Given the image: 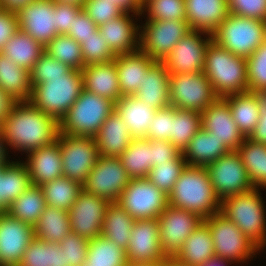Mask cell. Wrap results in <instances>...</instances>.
<instances>
[{
    "mask_svg": "<svg viewBox=\"0 0 266 266\" xmlns=\"http://www.w3.org/2000/svg\"><path fill=\"white\" fill-rule=\"evenodd\" d=\"M30 76L32 94L29 101L60 123L83 90L81 70L69 68L44 51Z\"/></svg>",
    "mask_w": 266,
    "mask_h": 266,
    "instance_id": "1",
    "label": "cell"
},
{
    "mask_svg": "<svg viewBox=\"0 0 266 266\" xmlns=\"http://www.w3.org/2000/svg\"><path fill=\"white\" fill-rule=\"evenodd\" d=\"M3 145L29 153L57 139L59 123L30 101H17L0 124Z\"/></svg>",
    "mask_w": 266,
    "mask_h": 266,
    "instance_id": "2",
    "label": "cell"
},
{
    "mask_svg": "<svg viewBox=\"0 0 266 266\" xmlns=\"http://www.w3.org/2000/svg\"><path fill=\"white\" fill-rule=\"evenodd\" d=\"M168 196L170 206L203 219L220 212L221 201L214 193L206 167L186 165Z\"/></svg>",
    "mask_w": 266,
    "mask_h": 266,
    "instance_id": "3",
    "label": "cell"
},
{
    "mask_svg": "<svg viewBox=\"0 0 266 266\" xmlns=\"http://www.w3.org/2000/svg\"><path fill=\"white\" fill-rule=\"evenodd\" d=\"M203 73L219 98L248 91L246 58L232 54L213 40L206 50Z\"/></svg>",
    "mask_w": 266,
    "mask_h": 266,
    "instance_id": "4",
    "label": "cell"
},
{
    "mask_svg": "<svg viewBox=\"0 0 266 266\" xmlns=\"http://www.w3.org/2000/svg\"><path fill=\"white\" fill-rule=\"evenodd\" d=\"M220 212L260 250L265 248L266 211L259 189L226 197L221 201Z\"/></svg>",
    "mask_w": 266,
    "mask_h": 266,
    "instance_id": "5",
    "label": "cell"
},
{
    "mask_svg": "<svg viewBox=\"0 0 266 266\" xmlns=\"http://www.w3.org/2000/svg\"><path fill=\"white\" fill-rule=\"evenodd\" d=\"M114 110L115 102L83 89L60 121L59 132L73 136L94 137Z\"/></svg>",
    "mask_w": 266,
    "mask_h": 266,
    "instance_id": "6",
    "label": "cell"
},
{
    "mask_svg": "<svg viewBox=\"0 0 266 266\" xmlns=\"http://www.w3.org/2000/svg\"><path fill=\"white\" fill-rule=\"evenodd\" d=\"M212 38L232 54L248 58L266 39V22L229 14Z\"/></svg>",
    "mask_w": 266,
    "mask_h": 266,
    "instance_id": "7",
    "label": "cell"
},
{
    "mask_svg": "<svg viewBox=\"0 0 266 266\" xmlns=\"http://www.w3.org/2000/svg\"><path fill=\"white\" fill-rule=\"evenodd\" d=\"M211 231L215 256L233 263L245 262L260 249L246 235L228 220L221 212L203 220Z\"/></svg>",
    "mask_w": 266,
    "mask_h": 266,
    "instance_id": "8",
    "label": "cell"
},
{
    "mask_svg": "<svg viewBox=\"0 0 266 266\" xmlns=\"http://www.w3.org/2000/svg\"><path fill=\"white\" fill-rule=\"evenodd\" d=\"M117 203L134 219H158L169 205V196L147 178L131 179Z\"/></svg>",
    "mask_w": 266,
    "mask_h": 266,
    "instance_id": "9",
    "label": "cell"
},
{
    "mask_svg": "<svg viewBox=\"0 0 266 266\" xmlns=\"http://www.w3.org/2000/svg\"><path fill=\"white\" fill-rule=\"evenodd\" d=\"M170 105L202 113L219 97L203 72L170 75Z\"/></svg>",
    "mask_w": 266,
    "mask_h": 266,
    "instance_id": "10",
    "label": "cell"
},
{
    "mask_svg": "<svg viewBox=\"0 0 266 266\" xmlns=\"http://www.w3.org/2000/svg\"><path fill=\"white\" fill-rule=\"evenodd\" d=\"M56 140L62 156L63 176L83 185L99 157L94 137L59 132Z\"/></svg>",
    "mask_w": 266,
    "mask_h": 266,
    "instance_id": "11",
    "label": "cell"
},
{
    "mask_svg": "<svg viewBox=\"0 0 266 266\" xmlns=\"http://www.w3.org/2000/svg\"><path fill=\"white\" fill-rule=\"evenodd\" d=\"M206 168L214 193L220 201L254 189L237 151L228 152Z\"/></svg>",
    "mask_w": 266,
    "mask_h": 266,
    "instance_id": "12",
    "label": "cell"
},
{
    "mask_svg": "<svg viewBox=\"0 0 266 266\" xmlns=\"http://www.w3.org/2000/svg\"><path fill=\"white\" fill-rule=\"evenodd\" d=\"M139 27L140 50L155 61H163L191 30L186 20L146 21Z\"/></svg>",
    "mask_w": 266,
    "mask_h": 266,
    "instance_id": "13",
    "label": "cell"
},
{
    "mask_svg": "<svg viewBox=\"0 0 266 266\" xmlns=\"http://www.w3.org/2000/svg\"><path fill=\"white\" fill-rule=\"evenodd\" d=\"M130 180L118 157L99 156L83 184V190L110 203L117 202Z\"/></svg>",
    "mask_w": 266,
    "mask_h": 266,
    "instance_id": "14",
    "label": "cell"
},
{
    "mask_svg": "<svg viewBox=\"0 0 266 266\" xmlns=\"http://www.w3.org/2000/svg\"><path fill=\"white\" fill-rule=\"evenodd\" d=\"M198 214L170 205L159 215L160 245L166 258H175L187 237L203 222Z\"/></svg>",
    "mask_w": 266,
    "mask_h": 266,
    "instance_id": "15",
    "label": "cell"
},
{
    "mask_svg": "<svg viewBox=\"0 0 266 266\" xmlns=\"http://www.w3.org/2000/svg\"><path fill=\"white\" fill-rule=\"evenodd\" d=\"M204 34L208 37L202 39ZM212 40L209 33L190 30L162 61L170 75L203 72L206 50Z\"/></svg>",
    "mask_w": 266,
    "mask_h": 266,
    "instance_id": "16",
    "label": "cell"
},
{
    "mask_svg": "<svg viewBox=\"0 0 266 266\" xmlns=\"http://www.w3.org/2000/svg\"><path fill=\"white\" fill-rule=\"evenodd\" d=\"M126 255L128 264H161L166 259L160 245L158 219L135 220Z\"/></svg>",
    "mask_w": 266,
    "mask_h": 266,
    "instance_id": "17",
    "label": "cell"
},
{
    "mask_svg": "<svg viewBox=\"0 0 266 266\" xmlns=\"http://www.w3.org/2000/svg\"><path fill=\"white\" fill-rule=\"evenodd\" d=\"M109 204V201L83 190L68 210L71 231L88 240L100 236Z\"/></svg>",
    "mask_w": 266,
    "mask_h": 266,
    "instance_id": "18",
    "label": "cell"
},
{
    "mask_svg": "<svg viewBox=\"0 0 266 266\" xmlns=\"http://www.w3.org/2000/svg\"><path fill=\"white\" fill-rule=\"evenodd\" d=\"M17 13L18 29L30 35L44 47L58 35L54 27L55 2L32 0Z\"/></svg>",
    "mask_w": 266,
    "mask_h": 266,
    "instance_id": "19",
    "label": "cell"
},
{
    "mask_svg": "<svg viewBox=\"0 0 266 266\" xmlns=\"http://www.w3.org/2000/svg\"><path fill=\"white\" fill-rule=\"evenodd\" d=\"M34 226L6 212L0 214V266H18L34 239Z\"/></svg>",
    "mask_w": 266,
    "mask_h": 266,
    "instance_id": "20",
    "label": "cell"
},
{
    "mask_svg": "<svg viewBox=\"0 0 266 266\" xmlns=\"http://www.w3.org/2000/svg\"><path fill=\"white\" fill-rule=\"evenodd\" d=\"M201 128L211 132L219 141H224L232 151H237L245 139L233 120L228 103L223 98H218L203 110Z\"/></svg>",
    "mask_w": 266,
    "mask_h": 266,
    "instance_id": "21",
    "label": "cell"
},
{
    "mask_svg": "<svg viewBox=\"0 0 266 266\" xmlns=\"http://www.w3.org/2000/svg\"><path fill=\"white\" fill-rule=\"evenodd\" d=\"M133 15L141 16L140 13H133L130 17L129 12H124L117 18L98 26L102 38L106 40L115 55L133 53L140 50L138 33L140 27L131 19Z\"/></svg>",
    "mask_w": 266,
    "mask_h": 266,
    "instance_id": "22",
    "label": "cell"
},
{
    "mask_svg": "<svg viewBox=\"0 0 266 266\" xmlns=\"http://www.w3.org/2000/svg\"><path fill=\"white\" fill-rule=\"evenodd\" d=\"M27 154L28 158L24 163L32 185L42 186L63 176L62 156L57 140Z\"/></svg>",
    "mask_w": 266,
    "mask_h": 266,
    "instance_id": "23",
    "label": "cell"
},
{
    "mask_svg": "<svg viewBox=\"0 0 266 266\" xmlns=\"http://www.w3.org/2000/svg\"><path fill=\"white\" fill-rule=\"evenodd\" d=\"M185 8L191 30L211 35L230 14L227 0H185Z\"/></svg>",
    "mask_w": 266,
    "mask_h": 266,
    "instance_id": "24",
    "label": "cell"
},
{
    "mask_svg": "<svg viewBox=\"0 0 266 266\" xmlns=\"http://www.w3.org/2000/svg\"><path fill=\"white\" fill-rule=\"evenodd\" d=\"M83 89L117 102L121 97L115 59L106 63L86 65L82 70Z\"/></svg>",
    "mask_w": 266,
    "mask_h": 266,
    "instance_id": "25",
    "label": "cell"
},
{
    "mask_svg": "<svg viewBox=\"0 0 266 266\" xmlns=\"http://www.w3.org/2000/svg\"><path fill=\"white\" fill-rule=\"evenodd\" d=\"M156 61L141 50L116 55L115 63L122 96L135 95L142 86L148 69Z\"/></svg>",
    "mask_w": 266,
    "mask_h": 266,
    "instance_id": "26",
    "label": "cell"
},
{
    "mask_svg": "<svg viewBox=\"0 0 266 266\" xmlns=\"http://www.w3.org/2000/svg\"><path fill=\"white\" fill-rule=\"evenodd\" d=\"M98 154L102 157H119L134 139L127 123L114 110L94 136Z\"/></svg>",
    "mask_w": 266,
    "mask_h": 266,
    "instance_id": "27",
    "label": "cell"
},
{
    "mask_svg": "<svg viewBox=\"0 0 266 266\" xmlns=\"http://www.w3.org/2000/svg\"><path fill=\"white\" fill-rule=\"evenodd\" d=\"M170 73L162 61H156L147 71L142 86L134 95L155 110L170 105Z\"/></svg>",
    "mask_w": 266,
    "mask_h": 266,
    "instance_id": "28",
    "label": "cell"
},
{
    "mask_svg": "<svg viewBox=\"0 0 266 266\" xmlns=\"http://www.w3.org/2000/svg\"><path fill=\"white\" fill-rule=\"evenodd\" d=\"M232 150L202 128L192 137L182 156L189 166L207 167ZM189 157V158H188Z\"/></svg>",
    "mask_w": 266,
    "mask_h": 266,
    "instance_id": "29",
    "label": "cell"
},
{
    "mask_svg": "<svg viewBox=\"0 0 266 266\" xmlns=\"http://www.w3.org/2000/svg\"><path fill=\"white\" fill-rule=\"evenodd\" d=\"M115 110L122 120L127 123L130 134L133 138H146L147 130L155 115V109L134 95L122 96L115 103Z\"/></svg>",
    "mask_w": 266,
    "mask_h": 266,
    "instance_id": "30",
    "label": "cell"
},
{
    "mask_svg": "<svg viewBox=\"0 0 266 266\" xmlns=\"http://www.w3.org/2000/svg\"><path fill=\"white\" fill-rule=\"evenodd\" d=\"M0 89L16 101H29L32 94L30 72L0 53Z\"/></svg>",
    "mask_w": 266,
    "mask_h": 266,
    "instance_id": "31",
    "label": "cell"
},
{
    "mask_svg": "<svg viewBox=\"0 0 266 266\" xmlns=\"http://www.w3.org/2000/svg\"><path fill=\"white\" fill-rule=\"evenodd\" d=\"M213 256L215 251L211 231L203 221L187 237L175 258L188 266H199Z\"/></svg>",
    "mask_w": 266,
    "mask_h": 266,
    "instance_id": "32",
    "label": "cell"
},
{
    "mask_svg": "<svg viewBox=\"0 0 266 266\" xmlns=\"http://www.w3.org/2000/svg\"><path fill=\"white\" fill-rule=\"evenodd\" d=\"M44 51L43 45L27 33L17 29L13 36L6 41L1 53L8 56L19 67L30 72Z\"/></svg>",
    "mask_w": 266,
    "mask_h": 266,
    "instance_id": "33",
    "label": "cell"
},
{
    "mask_svg": "<svg viewBox=\"0 0 266 266\" xmlns=\"http://www.w3.org/2000/svg\"><path fill=\"white\" fill-rule=\"evenodd\" d=\"M135 220L117 202H111L106 210L101 236L126 250Z\"/></svg>",
    "mask_w": 266,
    "mask_h": 266,
    "instance_id": "34",
    "label": "cell"
},
{
    "mask_svg": "<svg viewBox=\"0 0 266 266\" xmlns=\"http://www.w3.org/2000/svg\"><path fill=\"white\" fill-rule=\"evenodd\" d=\"M70 231L68 211L50 205H46L34 225L35 238L52 243L59 244Z\"/></svg>",
    "mask_w": 266,
    "mask_h": 266,
    "instance_id": "35",
    "label": "cell"
},
{
    "mask_svg": "<svg viewBox=\"0 0 266 266\" xmlns=\"http://www.w3.org/2000/svg\"><path fill=\"white\" fill-rule=\"evenodd\" d=\"M45 207L46 201L41 186L31 184L7 206L6 213L34 226Z\"/></svg>",
    "mask_w": 266,
    "mask_h": 266,
    "instance_id": "36",
    "label": "cell"
},
{
    "mask_svg": "<svg viewBox=\"0 0 266 266\" xmlns=\"http://www.w3.org/2000/svg\"><path fill=\"white\" fill-rule=\"evenodd\" d=\"M229 105L233 120L244 137L254 131L259 119V108L252 92L231 94L223 98Z\"/></svg>",
    "mask_w": 266,
    "mask_h": 266,
    "instance_id": "37",
    "label": "cell"
},
{
    "mask_svg": "<svg viewBox=\"0 0 266 266\" xmlns=\"http://www.w3.org/2000/svg\"><path fill=\"white\" fill-rule=\"evenodd\" d=\"M243 165L254 189H266V144L245 137L238 147Z\"/></svg>",
    "mask_w": 266,
    "mask_h": 266,
    "instance_id": "38",
    "label": "cell"
},
{
    "mask_svg": "<svg viewBox=\"0 0 266 266\" xmlns=\"http://www.w3.org/2000/svg\"><path fill=\"white\" fill-rule=\"evenodd\" d=\"M118 158L131 179L147 178L151 170L152 140L134 138Z\"/></svg>",
    "mask_w": 266,
    "mask_h": 266,
    "instance_id": "39",
    "label": "cell"
},
{
    "mask_svg": "<svg viewBox=\"0 0 266 266\" xmlns=\"http://www.w3.org/2000/svg\"><path fill=\"white\" fill-rule=\"evenodd\" d=\"M18 266H71L58 243L37 239L28 245Z\"/></svg>",
    "mask_w": 266,
    "mask_h": 266,
    "instance_id": "40",
    "label": "cell"
},
{
    "mask_svg": "<svg viewBox=\"0 0 266 266\" xmlns=\"http://www.w3.org/2000/svg\"><path fill=\"white\" fill-rule=\"evenodd\" d=\"M127 264L126 250L117 244L101 235L89 240L83 266H126Z\"/></svg>",
    "mask_w": 266,
    "mask_h": 266,
    "instance_id": "41",
    "label": "cell"
},
{
    "mask_svg": "<svg viewBox=\"0 0 266 266\" xmlns=\"http://www.w3.org/2000/svg\"><path fill=\"white\" fill-rule=\"evenodd\" d=\"M46 205L68 211L74 204L79 194L83 191V185L62 176L41 186Z\"/></svg>",
    "mask_w": 266,
    "mask_h": 266,
    "instance_id": "42",
    "label": "cell"
},
{
    "mask_svg": "<svg viewBox=\"0 0 266 266\" xmlns=\"http://www.w3.org/2000/svg\"><path fill=\"white\" fill-rule=\"evenodd\" d=\"M201 129V113L173 107L169 141L181 152Z\"/></svg>",
    "mask_w": 266,
    "mask_h": 266,
    "instance_id": "43",
    "label": "cell"
},
{
    "mask_svg": "<svg viewBox=\"0 0 266 266\" xmlns=\"http://www.w3.org/2000/svg\"><path fill=\"white\" fill-rule=\"evenodd\" d=\"M31 185L25 163L3 161L2 187L3 203L8 206Z\"/></svg>",
    "mask_w": 266,
    "mask_h": 266,
    "instance_id": "44",
    "label": "cell"
},
{
    "mask_svg": "<svg viewBox=\"0 0 266 266\" xmlns=\"http://www.w3.org/2000/svg\"><path fill=\"white\" fill-rule=\"evenodd\" d=\"M44 48L47 54L71 69L82 70L85 67L81 45L66 34L57 35Z\"/></svg>",
    "mask_w": 266,
    "mask_h": 266,
    "instance_id": "45",
    "label": "cell"
},
{
    "mask_svg": "<svg viewBox=\"0 0 266 266\" xmlns=\"http://www.w3.org/2000/svg\"><path fill=\"white\" fill-rule=\"evenodd\" d=\"M186 165V160L181 152L172 160L156 163V165L149 171L147 179L156 185L161 191L169 195Z\"/></svg>",
    "mask_w": 266,
    "mask_h": 266,
    "instance_id": "46",
    "label": "cell"
},
{
    "mask_svg": "<svg viewBox=\"0 0 266 266\" xmlns=\"http://www.w3.org/2000/svg\"><path fill=\"white\" fill-rule=\"evenodd\" d=\"M148 12L146 21L186 20L185 0H145L140 14Z\"/></svg>",
    "mask_w": 266,
    "mask_h": 266,
    "instance_id": "47",
    "label": "cell"
},
{
    "mask_svg": "<svg viewBox=\"0 0 266 266\" xmlns=\"http://www.w3.org/2000/svg\"><path fill=\"white\" fill-rule=\"evenodd\" d=\"M81 51L84 66L95 63H106L116 58V55L111 51L106 40L102 38L99 29L88 38L82 39Z\"/></svg>",
    "mask_w": 266,
    "mask_h": 266,
    "instance_id": "48",
    "label": "cell"
},
{
    "mask_svg": "<svg viewBox=\"0 0 266 266\" xmlns=\"http://www.w3.org/2000/svg\"><path fill=\"white\" fill-rule=\"evenodd\" d=\"M248 91L266 89V39L246 58Z\"/></svg>",
    "mask_w": 266,
    "mask_h": 266,
    "instance_id": "49",
    "label": "cell"
},
{
    "mask_svg": "<svg viewBox=\"0 0 266 266\" xmlns=\"http://www.w3.org/2000/svg\"><path fill=\"white\" fill-rule=\"evenodd\" d=\"M89 240L70 231L59 243L65 254L66 264L83 266L86 261Z\"/></svg>",
    "mask_w": 266,
    "mask_h": 266,
    "instance_id": "50",
    "label": "cell"
},
{
    "mask_svg": "<svg viewBox=\"0 0 266 266\" xmlns=\"http://www.w3.org/2000/svg\"><path fill=\"white\" fill-rule=\"evenodd\" d=\"M82 9L97 26L117 18L125 12L111 0H85Z\"/></svg>",
    "mask_w": 266,
    "mask_h": 266,
    "instance_id": "51",
    "label": "cell"
},
{
    "mask_svg": "<svg viewBox=\"0 0 266 266\" xmlns=\"http://www.w3.org/2000/svg\"><path fill=\"white\" fill-rule=\"evenodd\" d=\"M173 119V106L169 105L155 111L151 124L147 130L148 140L169 141L171 133V121Z\"/></svg>",
    "mask_w": 266,
    "mask_h": 266,
    "instance_id": "52",
    "label": "cell"
},
{
    "mask_svg": "<svg viewBox=\"0 0 266 266\" xmlns=\"http://www.w3.org/2000/svg\"><path fill=\"white\" fill-rule=\"evenodd\" d=\"M230 14L266 22V0H227Z\"/></svg>",
    "mask_w": 266,
    "mask_h": 266,
    "instance_id": "53",
    "label": "cell"
},
{
    "mask_svg": "<svg viewBox=\"0 0 266 266\" xmlns=\"http://www.w3.org/2000/svg\"><path fill=\"white\" fill-rule=\"evenodd\" d=\"M82 6L55 2L54 27L59 34H67L74 18L82 11Z\"/></svg>",
    "mask_w": 266,
    "mask_h": 266,
    "instance_id": "54",
    "label": "cell"
},
{
    "mask_svg": "<svg viewBox=\"0 0 266 266\" xmlns=\"http://www.w3.org/2000/svg\"><path fill=\"white\" fill-rule=\"evenodd\" d=\"M98 30V26L94 21L82 10L75 18L66 35L75 39L80 45L82 39H86L95 31Z\"/></svg>",
    "mask_w": 266,
    "mask_h": 266,
    "instance_id": "55",
    "label": "cell"
},
{
    "mask_svg": "<svg viewBox=\"0 0 266 266\" xmlns=\"http://www.w3.org/2000/svg\"><path fill=\"white\" fill-rule=\"evenodd\" d=\"M259 108V119L254 131L248 137L252 141L266 144V89L250 91Z\"/></svg>",
    "mask_w": 266,
    "mask_h": 266,
    "instance_id": "56",
    "label": "cell"
},
{
    "mask_svg": "<svg viewBox=\"0 0 266 266\" xmlns=\"http://www.w3.org/2000/svg\"><path fill=\"white\" fill-rule=\"evenodd\" d=\"M181 153L170 141L152 140L151 168L156 163H163L176 158Z\"/></svg>",
    "mask_w": 266,
    "mask_h": 266,
    "instance_id": "57",
    "label": "cell"
},
{
    "mask_svg": "<svg viewBox=\"0 0 266 266\" xmlns=\"http://www.w3.org/2000/svg\"><path fill=\"white\" fill-rule=\"evenodd\" d=\"M17 29V13L0 8V53L6 41L13 36Z\"/></svg>",
    "mask_w": 266,
    "mask_h": 266,
    "instance_id": "58",
    "label": "cell"
},
{
    "mask_svg": "<svg viewBox=\"0 0 266 266\" xmlns=\"http://www.w3.org/2000/svg\"><path fill=\"white\" fill-rule=\"evenodd\" d=\"M16 102L17 101L11 95L0 89V124L11 113Z\"/></svg>",
    "mask_w": 266,
    "mask_h": 266,
    "instance_id": "59",
    "label": "cell"
},
{
    "mask_svg": "<svg viewBox=\"0 0 266 266\" xmlns=\"http://www.w3.org/2000/svg\"><path fill=\"white\" fill-rule=\"evenodd\" d=\"M113 3L122 8L125 12L140 13L141 2L140 0H111Z\"/></svg>",
    "mask_w": 266,
    "mask_h": 266,
    "instance_id": "60",
    "label": "cell"
},
{
    "mask_svg": "<svg viewBox=\"0 0 266 266\" xmlns=\"http://www.w3.org/2000/svg\"><path fill=\"white\" fill-rule=\"evenodd\" d=\"M32 0H0V8L12 12H18Z\"/></svg>",
    "mask_w": 266,
    "mask_h": 266,
    "instance_id": "61",
    "label": "cell"
},
{
    "mask_svg": "<svg viewBox=\"0 0 266 266\" xmlns=\"http://www.w3.org/2000/svg\"><path fill=\"white\" fill-rule=\"evenodd\" d=\"M228 264L231 265L233 262H230L222 257L213 256L199 266H228Z\"/></svg>",
    "mask_w": 266,
    "mask_h": 266,
    "instance_id": "62",
    "label": "cell"
},
{
    "mask_svg": "<svg viewBox=\"0 0 266 266\" xmlns=\"http://www.w3.org/2000/svg\"><path fill=\"white\" fill-rule=\"evenodd\" d=\"M2 171L3 162L0 163V214L5 213L7 210V206L3 203Z\"/></svg>",
    "mask_w": 266,
    "mask_h": 266,
    "instance_id": "63",
    "label": "cell"
},
{
    "mask_svg": "<svg viewBox=\"0 0 266 266\" xmlns=\"http://www.w3.org/2000/svg\"><path fill=\"white\" fill-rule=\"evenodd\" d=\"M160 266H188L186 264L181 263L176 258H166Z\"/></svg>",
    "mask_w": 266,
    "mask_h": 266,
    "instance_id": "64",
    "label": "cell"
},
{
    "mask_svg": "<svg viewBox=\"0 0 266 266\" xmlns=\"http://www.w3.org/2000/svg\"><path fill=\"white\" fill-rule=\"evenodd\" d=\"M7 148L8 147H6V145L5 146L3 145L2 135L0 133V163L7 160V157H6L8 156V153H7L8 151H6Z\"/></svg>",
    "mask_w": 266,
    "mask_h": 266,
    "instance_id": "65",
    "label": "cell"
},
{
    "mask_svg": "<svg viewBox=\"0 0 266 266\" xmlns=\"http://www.w3.org/2000/svg\"><path fill=\"white\" fill-rule=\"evenodd\" d=\"M53 1L59 2V3H68V4H73V5H79V6L83 7L85 0H53Z\"/></svg>",
    "mask_w": 266,
    "mask_h": 266,
    "instance_id": "66",
    "label": "cell"
},
{
    "mask_svg": "<svg viewBox=\"0 0 266 266\" xmlns=\"http://www.w3.org/2000/svg\"><path fill=\"white\" fill-rule=\"evenodd\" d=\"M161 264H127L126 266H160Z\"/></svg>",
    "mask_w": 266,
    "mask_h": 266,
    "instance_id": "67",
    "label": "cell"
}]
</instances>
